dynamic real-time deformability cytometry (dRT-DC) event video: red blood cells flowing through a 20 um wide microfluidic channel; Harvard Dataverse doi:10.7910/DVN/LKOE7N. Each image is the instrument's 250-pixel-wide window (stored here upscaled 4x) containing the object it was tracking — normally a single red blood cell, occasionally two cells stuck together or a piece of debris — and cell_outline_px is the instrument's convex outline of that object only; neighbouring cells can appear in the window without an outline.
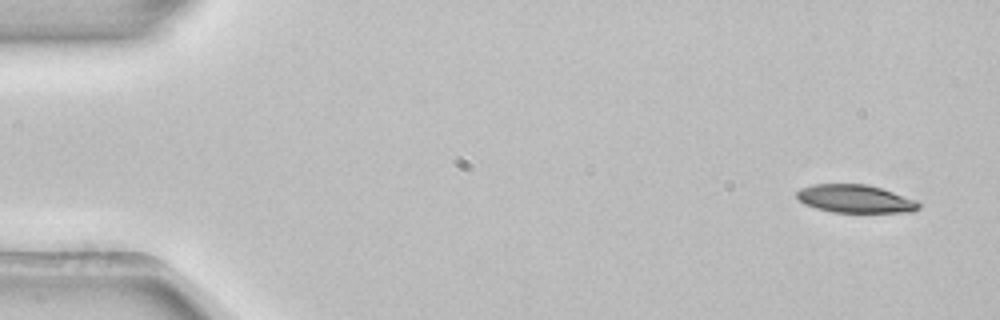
{"species": "common noctule bat (a hibernating species)", "species_latin": "Nyctalus noctula", "temperature_condition": "room temperature", "stored_images_in_passage": 4, "camera_frame_rate_fps": 3000, "um_per_image_px": 0.085, "animal": {"sex": "female", "body_mass_g": 22.7, "forearm_length_mm": 54.2}, "frame": {"image": 1, "passage_image": 1, "time_ms": 0.0, "image_size_px": [1000, 320], "cell_outline_px": [[920, 208], [912, 212], [832, 212], [816, 208], [804, 204], [796, 196], [796, 192], [800, 188], [812, 184], [868, 184], [916, 200], [920, 204]], "centroid_in_image_um": [72.67, 16.9], "position_along_channel_um": 12.3, "area_um2": 19.88}}
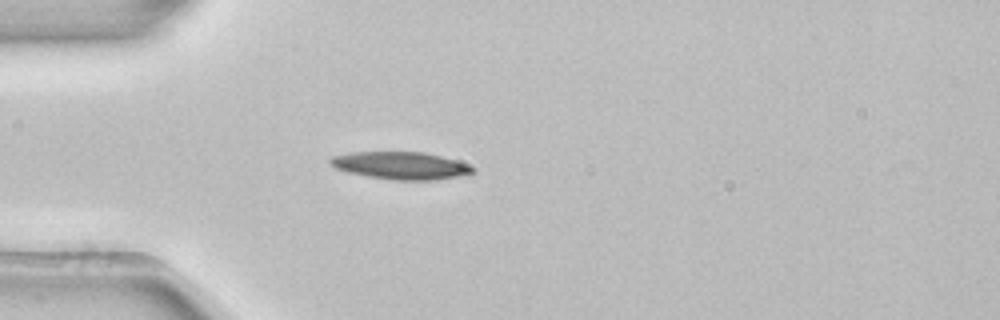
{"frame": {"image": 2, "passage_image": 4, "time_ms": 1.0, "image_size_px": [1000, 320], "cell_outline_px": [[476, 172], [468, 176], [436, 180], [392, 180], [368, 176], [348, 172], [336, 168], [328, 160], [332, 156], [352, 152], [424, 152], [440, 156], [476, 168]], "centroid_in_image_um": [34.11, 14.09], "position_along_channel_um": 50.9, "area_um2": 22.83}}